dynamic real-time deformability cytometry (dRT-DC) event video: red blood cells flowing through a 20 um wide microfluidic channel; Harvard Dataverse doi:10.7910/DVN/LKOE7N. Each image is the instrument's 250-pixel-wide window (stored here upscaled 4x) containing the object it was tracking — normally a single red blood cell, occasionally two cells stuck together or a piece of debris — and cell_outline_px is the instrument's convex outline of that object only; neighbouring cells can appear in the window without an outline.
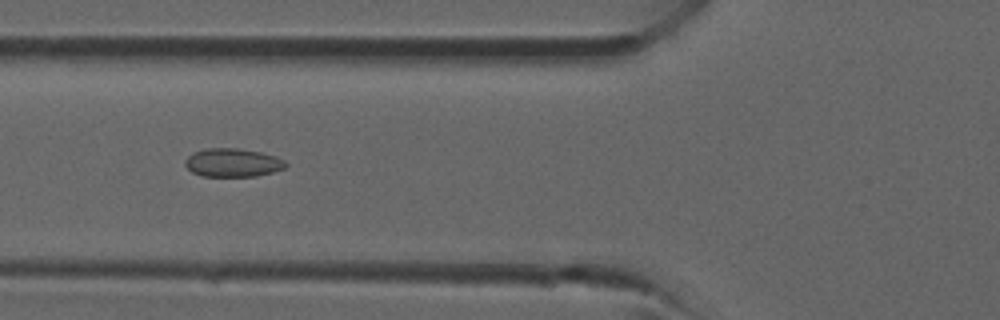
{"species": "common noctule bat (a hibernating species)", "species_latin": "Nyctalus noctula", "temperature_condition": "room temperature", "stored_images_in_passage": 30, "camera_frame_rate_fps": 3000, "um_per_image_px": 0.085, "animal": {"sex": "male", "forearm_length_mm": 52.5}, "frame": {"image": 1, "passage_image": 6, "time_ms": 1.667, "image_size_px": [1000, 320], "cell_outline_px": [[288, 164], [284, 168], [272, 172], [256, 176], [200, 176], [192, 172], [184, 164], [184, 160], [192, 152], [208, 148], [236, 148], [260, 152], [276, 156], [284, 160]], "centroid_in_image_um": [19.76, 13.82], "position_along_channel_um": 106.0, "area_um2": 16.7}}
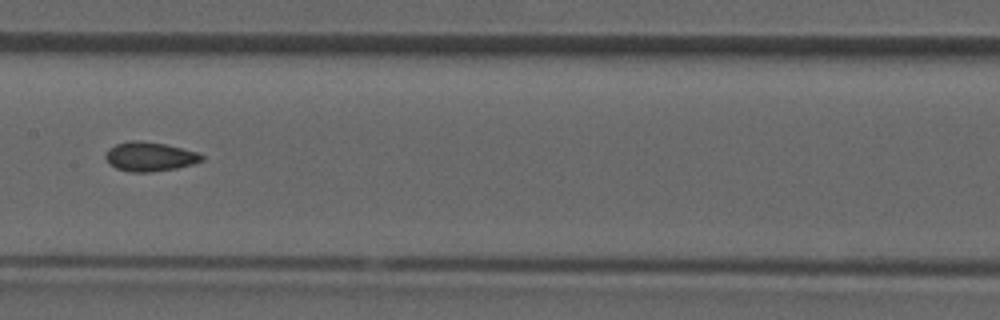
{"frame": {"image": 2, "passage_image": 11, "time_ms": 3.333, "image_size_px": [1000, 320], "cell_outline_px": [[204, 160], [192, 164], [176, 168], [152, 172], [128, 172], [116, 168], [104, 156], [108, 148], [116, 144], [128, 140], [140, 140], [164, 144], [196, 152], [204, 156]], "centroid_in_image_um": [12.71, 13.31], "position_along_channel_um": 194.7, "area_um2": 16.3}}
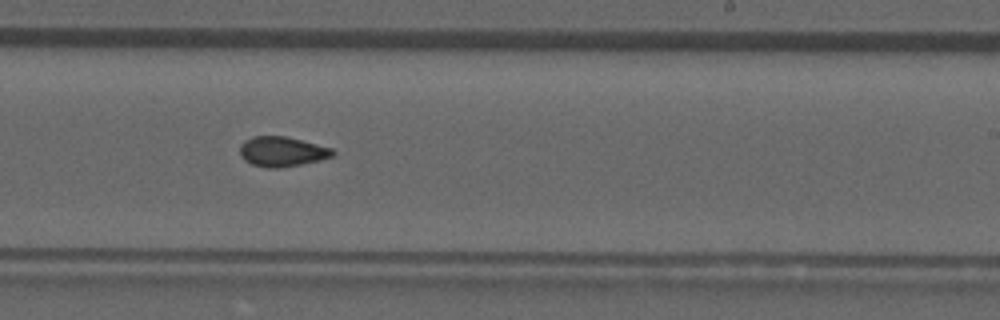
{"frame": {"image": 3, "passage_image": 15, "time_ms": 4.667, "image_size_px": [1000, 320], "cell_outline_px": [[336, 152], [332, 156], [320, 160], [300, 164], [276, 168], [268, 168], [252, 164], [244, 160], [240, 156], [240, 144], [244, 140], [252, 136], [284, 136], [332, 148]], "centroid_in_image_um": [23.93, 12.88], "position_along_channel_um": 265.1, "area_um2": 16.07}}